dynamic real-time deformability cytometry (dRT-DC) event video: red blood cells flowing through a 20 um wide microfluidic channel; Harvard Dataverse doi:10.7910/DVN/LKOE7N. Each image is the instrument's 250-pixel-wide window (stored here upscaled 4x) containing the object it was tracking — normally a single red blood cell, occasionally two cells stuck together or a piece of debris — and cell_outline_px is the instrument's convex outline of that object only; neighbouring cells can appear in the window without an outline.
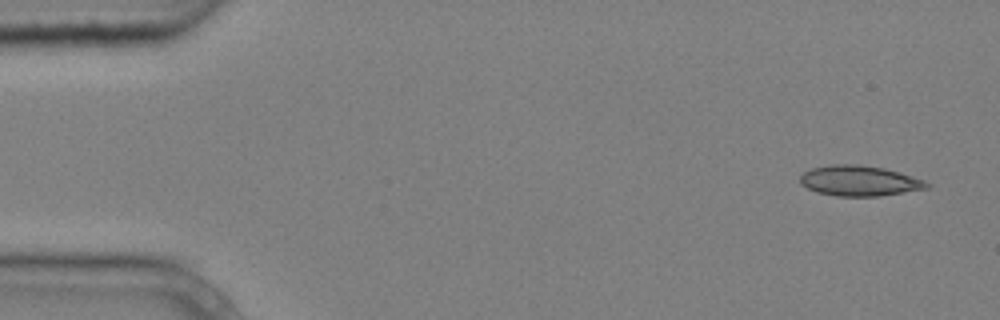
{"species": "common noctule bat (a hibernating species)", "species_latin": "Nyctalus noctula", "temperature_condition": "cold", "stored_images_in_passage": 7, "camera_frame_rate_fps": 3000, "um_per_image_px": 0.085, "animal": {"sex": "male", "body_mass_g": 20.4}, "frame": {"image": 1, "passage_image": 1, "time_ms": 0.0, "image_size_px": [1000, 320], "cell_outline_px": [[932, 184], [928, 188], [880, 196], [836, 196], [816, 192], [800, 184], [800, 176], [804, 172], [812, 168], [832, 164], [856, 164], [884, 168], [900, 172], [924, 180]], "centroid_in_image_um": [73.05, 15.37], "position_along_channel_um": 11.9, "area_um2": 22.48}}
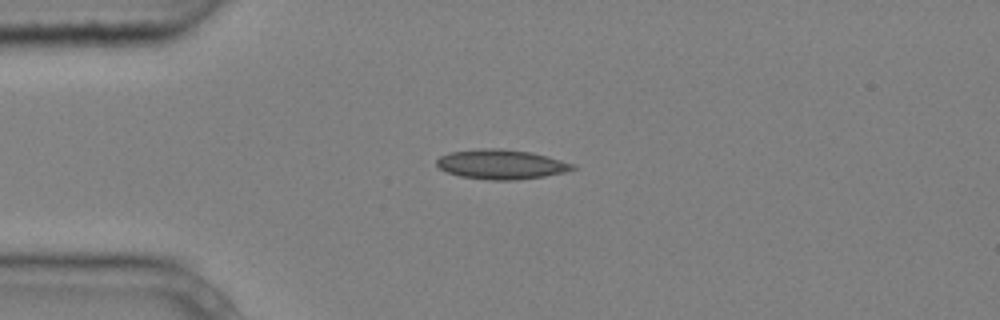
{"frame": {"image": 2, "passage_image": 4, "time_ms": 1.0, "image_size_px": [1000, 320], "cell_outline_px": [[576, 168], [564, 172], [544, 176], [516, 180], [492, 180], [460, 176], [448, 172], [440, 168], [436, 164], [436, 160], [440, 156], [448, 152], [476, 148], [500, 148], [532, 152], [548, 156], [572, 164]], "centroid_in_image_um": [42.56, 13.95], "position_along_channel_um": 42.4, "area_um2": 23.47}}
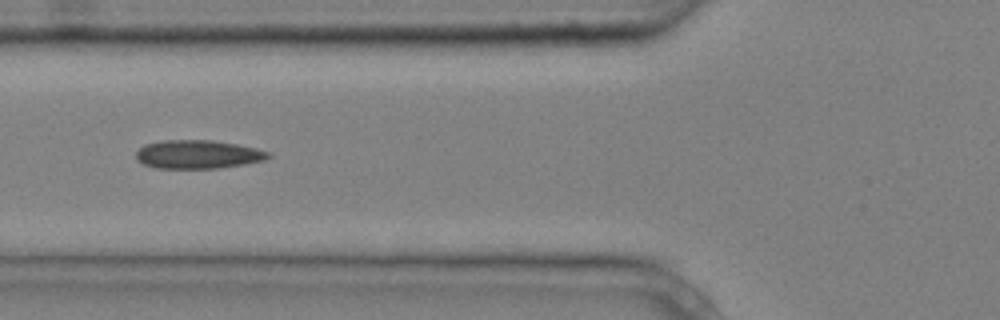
{"frame": {"image": 3, "passage_image": 6, "time_ms": 1.667, "image_size_px": [1000, 320], "cell_outline_px": [[272, 156], [264, 160], [244, 164], [216, 168], [156, 168], [144, 164], [136, 160], [136, 152], [144, 144], [164, 140], [212, 140], [236, 144], [256, 148], [268, 152]], "centroid_in_image_um": [16.8, 13.12], "position_along_channel_um": 109.0, "area_um2": 21.91}}